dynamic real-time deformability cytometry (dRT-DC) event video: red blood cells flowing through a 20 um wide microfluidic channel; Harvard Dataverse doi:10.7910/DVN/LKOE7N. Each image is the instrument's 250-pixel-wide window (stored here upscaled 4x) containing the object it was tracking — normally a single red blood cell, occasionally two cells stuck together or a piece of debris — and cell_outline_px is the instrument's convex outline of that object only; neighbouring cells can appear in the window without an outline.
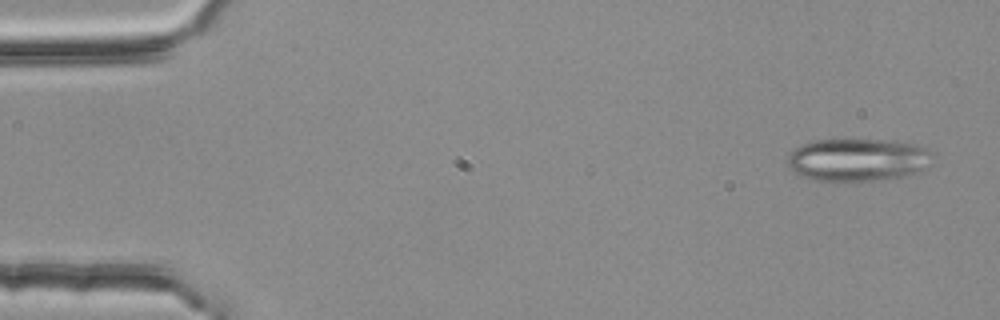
{"species": "common noctule bat (a hibernating species)", "species_latin": "Nyctalus noctula", "temperature_condition": "room temperature", "stored_images_in_passage": 4, "camera_frame_rate_fps": 3000, "um_per_image_px": 0.085, "animal": {"sex": "female", "body_mass_g": 25.1}, "frame": {"image": 1, "passage_image": 1, "time_ms": 0.0, "image_size_px": [1000, 320], "cell_outline_px": [[936, 152], [924, 168], [916, 172], [900, 176], [880, 180], [812, 180], [800, 176], [788, 164], [788, 156], [800, 144], [812, 140], [896, 140], [916, 144]], "centroid_in_image_um": [72.93, 13.56], "position_along_channel_um": 12.1, "area_um2": 35.95}}